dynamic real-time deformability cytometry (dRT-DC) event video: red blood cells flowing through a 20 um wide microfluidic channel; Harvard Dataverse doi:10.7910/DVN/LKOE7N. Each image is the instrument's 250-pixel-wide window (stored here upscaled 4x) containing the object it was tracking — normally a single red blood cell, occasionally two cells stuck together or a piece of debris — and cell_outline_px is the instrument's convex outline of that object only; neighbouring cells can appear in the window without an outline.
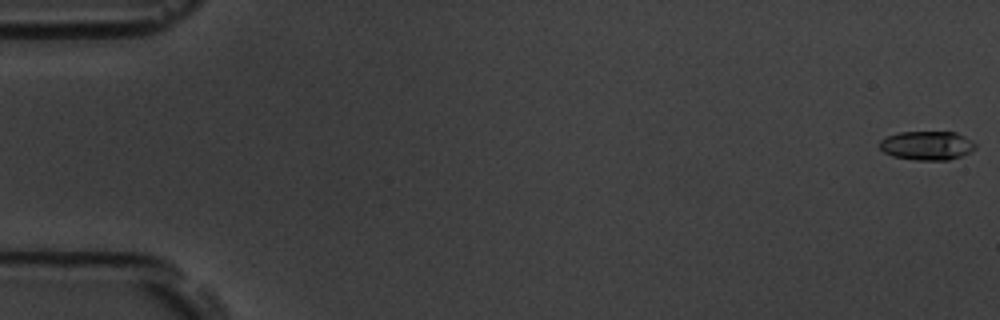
{"species": "common noctule bat (a hibernating species)", "species_latin": "Nyctalus noctula", "temperature_condition": "room temperature", "stored_images_in_passage": 57, "camera_frame_rate_fps": 3000, "um_per_image_px": 0.085, "animal": {"sex": "male", "body_mass_g": 19.5, "forearm_length_mm": 54.6}, "frame": {"image": 1, "passage_image": 1, "time_ms": 0.0, "image_size_px": [1000, 320], "cell_outline_px": [[976, 148], [960, 156], [948, 160], [916, 160], [892, 156], [884, 152], [880, 148], [880, 140], [888, 136], [900, 132], [956, 132], [972, 140], [976, 144]], "centroid_in_image_um": [78.8, 12.37], "position_along_channel_um": 6.2, "area_um2": 16.07}}
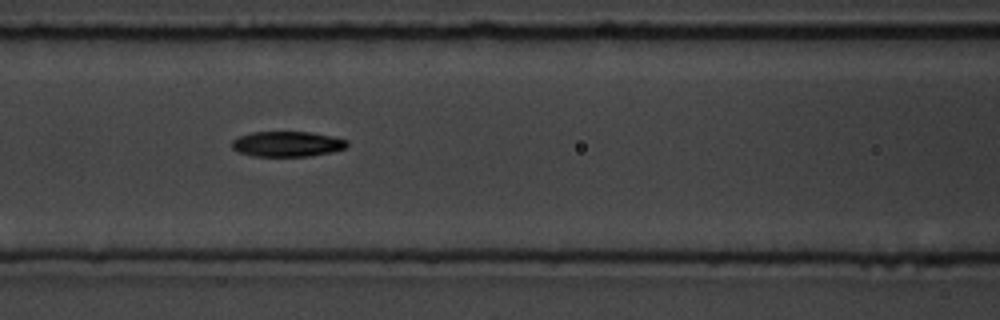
{"frame": {"image": 2, "passage_image": 25, "time_ms": 8.0, "image_size_px": [1000, 320], "cell_outline_px": [[348, 144], [344, 148], [332, 152], [308, 156], [252, 156], [236, 152], [232, 148], [232, 140], [240, 136], [252, 132], [312, 132], [332, 136], [348, 140]], "centroid_in_image_um": [24.4, 12.24], "position_along_channel_um": 142.2, "area_um2": 17.05}}
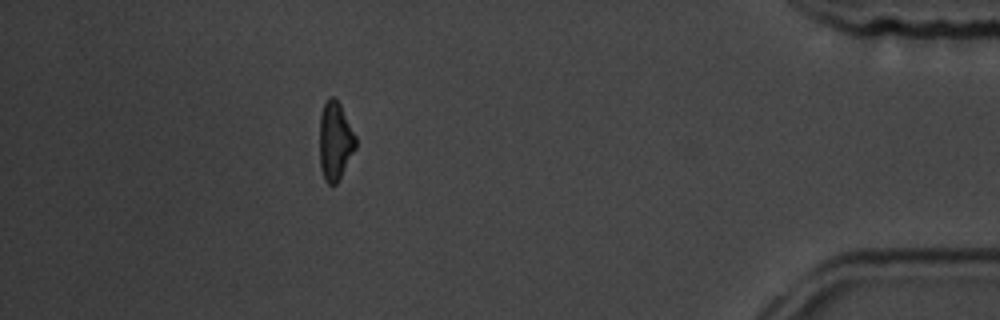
{"frame": {"image": 3, "passage_image": 51, "time_ms": 16.667, "image_size_px": [1000, 320], "cell_outline_px": [[356, 148], [336, 184], [328, 184], [324, 180], [320, 168], [320, 116], [324, 104], [328, 96], [332, 96], [340, 104], [356, 136]], "centroid_in_image_um": [28.48, 11.98], "position_along_channel_um": 406.7, "area_um2": 16.42}, "authors_computed_cell_mechanics": {"area_um2": 16.8776, "velocity_mm_per_s": 3.6382, "shape_relaxation_time_tau1_ms": 3.2008, "shape_relaxation_time_tau2_ms": 4.5743, "deformation_change_tau1": 0.1236, "deformation_change_tau2": 0.1307}}